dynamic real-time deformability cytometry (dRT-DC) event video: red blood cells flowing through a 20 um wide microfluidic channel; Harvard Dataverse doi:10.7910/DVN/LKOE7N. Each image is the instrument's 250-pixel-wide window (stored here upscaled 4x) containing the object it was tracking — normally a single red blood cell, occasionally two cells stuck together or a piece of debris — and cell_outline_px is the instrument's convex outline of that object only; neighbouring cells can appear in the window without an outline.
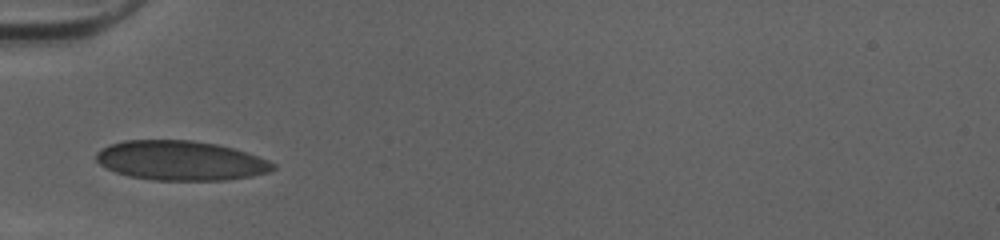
{"species": "human", "species_latin": "Homo sapiens", "temperature_condition": "cold", "stored_images_in_passage": 26, "camera_frame_rate_fps": 3000, "um_per_image_px": 0.085, "donor": {"sex": "female"}, "frame": {"image": 1, "passage_image": 1, "time_ms": 0.0, "image_size_px": [1000, 240], "cell_outline_px": [[276, 168], [268, 172], [252, 176], [224, 180], [156, 180], [128, 176], [116, 172], [100, 164], [96, 160], [96, 152], [112, 144], [124, 140], [192, 140], [216, 144], [232, 148], [268, 160], [276, 164]], "centroid_in_image_um": [15.36, 13.65], "position_along_channel_um": 69.6, "area_um2": 40.46}}
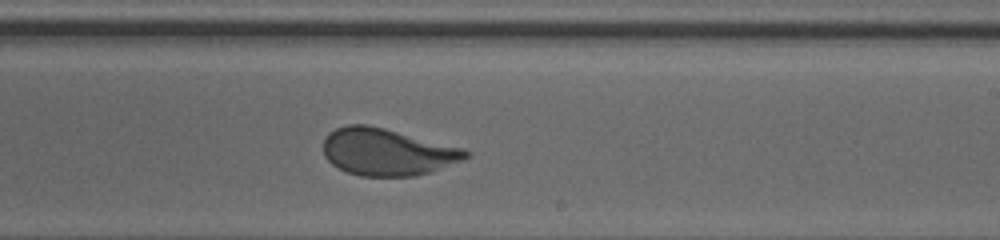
{"frame": {"image": 2, "passage_image": 15, "time_ms": 4.667, "image_size_px": [1000, 240], "cell_outline_px": [[472, 156], [428, 172], [416, 176], [360, 176], [348, 172], [332, 164], [324, 156], [324, 140], [328, 132], [336, 128], [348, 124], [368, 124], [464, 148], [472, 152]], "centroid_in_image_um": [32.9, 12.9], "position_along_channel_um": 256.1, "area_um2": 38.9}}
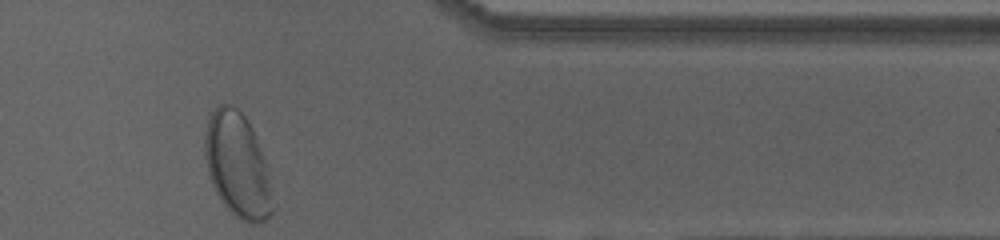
{"frame": {"image": 3, "passage_image": 26, "time_ms": 8.333, "image_size_px": [1000, 240], "cell_outline_px": [[272, 212], [264, 220], [252, 224], [248, 224], [240, 220], [224, 204], [216, 192], [212, 184], [208, 172], [204, 156], [204, 140], [208, 120], [212, 112], [220, 104], [232, 104], [248, 120], [256, 136], [264, 160], [272, 208]], "centroid_in_image_um": [20.14, 14.01], "position_along_channel_um": 391.3, "area_um2": 40.4}, "authors_computed_cell_mechanics": {"area_um2": 39.0728, "velocity_mm_per_s": 4.0219, "shape_relaxation_time_tau1_ms": 3.6634, "shape_relaxation_time_tau2_ms": null, "deformation_change_tau1": 0.1395, "deformation_change_tau2": null}}